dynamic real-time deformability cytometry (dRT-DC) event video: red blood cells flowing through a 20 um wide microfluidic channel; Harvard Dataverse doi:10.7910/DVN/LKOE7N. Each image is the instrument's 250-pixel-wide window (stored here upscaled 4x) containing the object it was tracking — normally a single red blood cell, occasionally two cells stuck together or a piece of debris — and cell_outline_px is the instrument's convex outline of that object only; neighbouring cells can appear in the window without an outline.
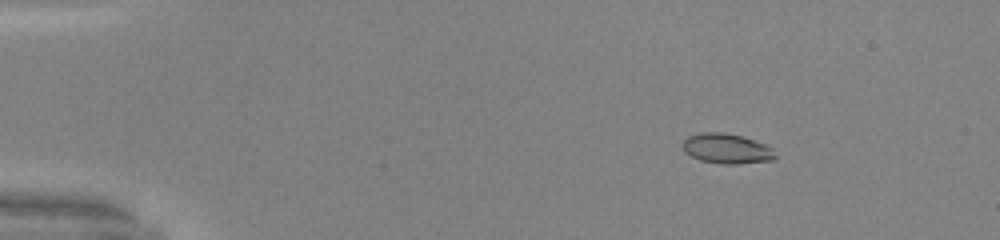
{"species": "common noctule bat (a hibernating species)", "species_latin": "Nyctalus noctula", "temperature_condition": "warm", "stored_images_in_passage": 46, "camera_frame_rate_fps": 3000, "um_per_image_px": 0.085, "animal": {"sex": "male", "body_mass_g": 20.0, "forearm_length_mm": 53.3}, "frame": {"image": 1, "passage_image": 3, "time_ms": 0.667, "image_size_px": [1000, 240], "cell_outline_px": [[776, 156], [772, 160], [736, 164], [724, 164], [700, 160], [684, 152], [680, 144], [688, 136], [700, 132], [724, 132], [744, 136], [764, 144], [772, 148]], "centroid_in_image_um": [61.73, 12.62], "position_along_channel_um": 23.3, "area_um2": 16.3}}
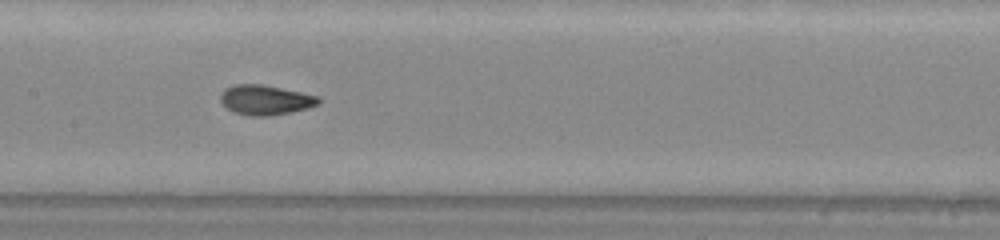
{"frame": {"image": 2, "passage_image": 22, "time_ms": 7.0, "image_size_px": [1000, 240], "cell_outline_px": [[320, 104], [308, 108], [268, 116], [252, 116], [236, 112], [228, 108], [220, 100], [220, 96], [224, 88], [232, 84], [260, 84], [320, 96]], "centroid_in_image_um": [22.56, 8.48], "position_along_channel_um": 184.8, "area_um2": 16.88}}
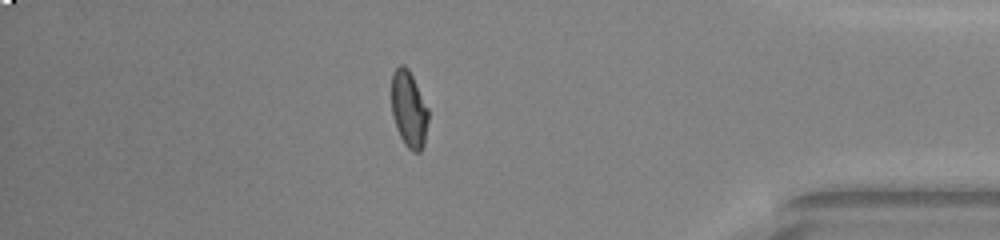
{"frame": {"image": 3, "passage_image": 40, "time_ms": 13.0, "image_size_px": [1000, 240], "cell_outline_px": [[428, 120], [424, 144], [420, 152], [412, 152], [404, 144], [396, 128], [392, 116], [392, 72], [400, 64], [404, 64], [408, 68], [428, 108]], "centroid_in_image_um": [34.75, 9.3], "position_along_channel_um": 400.5, "area_um2": 16.42}, "authors_computed_cell_mechanics": {"area_um2": 16.4441, "velocity_mm_per_s": 4.1132, "shape_relaxation_time_tau1_ms": 8.8438, "shape_relaxation_time_tau2_ms": null, "deformation_change_tau1": 0.2676, "deformation_change_tau2": null}}